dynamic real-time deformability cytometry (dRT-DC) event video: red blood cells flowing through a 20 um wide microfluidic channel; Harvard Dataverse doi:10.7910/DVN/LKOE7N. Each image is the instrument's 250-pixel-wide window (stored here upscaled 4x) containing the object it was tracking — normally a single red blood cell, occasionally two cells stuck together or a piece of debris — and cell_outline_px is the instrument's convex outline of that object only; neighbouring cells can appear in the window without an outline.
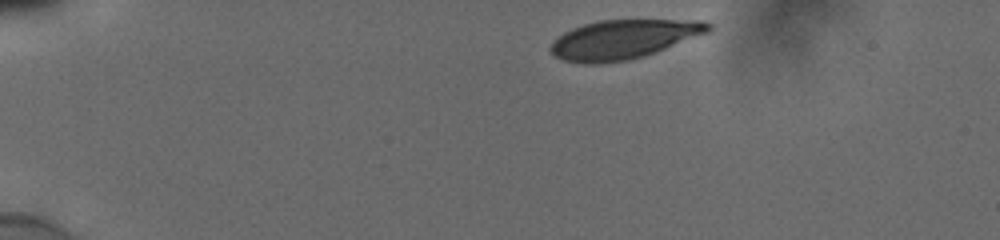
{"species": "human", "species_latin": "Homo sapiens", "temperature_condition": "cold", "stored_images_in_passage": 39, "camera_frame_rate_fps": 3000, "um_per_image_px": 0.085, "donor": {"sex": "male"}, "frame": {"image": 1, "passage_image": 1, "time_ms": 0.0, "image_size_px": [1000, 240], "cell_outline_px": [[712, 28], [708, 32], [656, 52], [644, 56], [628, 60], [600, 64], [584, 64], [564, 60], [556, 56], [548, 48], [564, 32], [572, 28], [584, 24], [600, 20], [704, 20], [712, 24]], "centroid_in_image_um": [53.01, 3.34], "position_along_channel_um": 32.0, "area_um2": 35.84}}
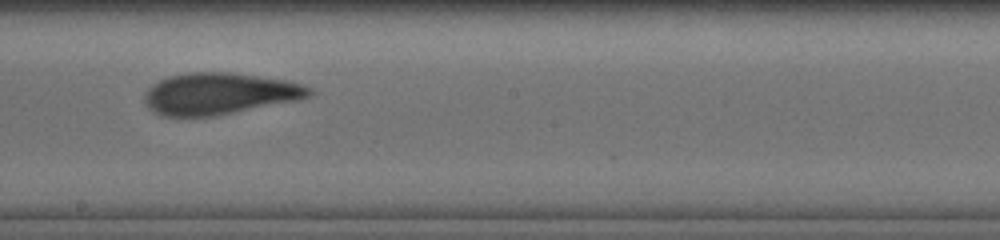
{"frame": {"image": 2, "passage_image": 23, "time_ms": 7.333, "image_size_px": [1000, 240], "cell_outline_px": [[316, 92], [312, 96], [300, 100], [216, 116], [164, 116], [148, 108], [144, 104], [144, 92], [152, 84], [160, 80], [172, 76], [188, 72], [232, 72], [288, 80], [304, 84], [312, 88]], "centroid_in_image_um": [18.71, 7.96], "position_along_channel_um": 229.5, "area_um2": 40.52}}
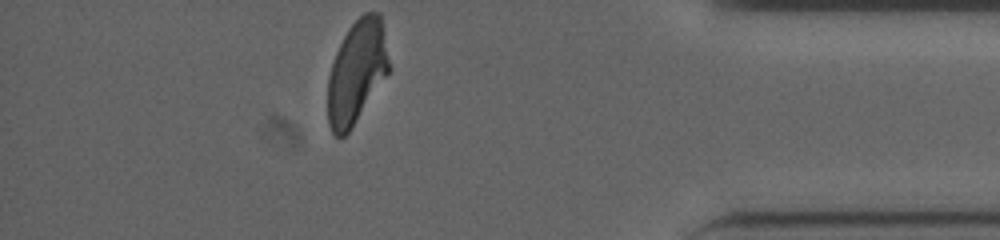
{"frame": {"image": 3, "passage_image": 39, "time_ms": 12.667, "image_size_px": [1000, 240], "cell_outline_px": [[392, 68], [348, 132], [344, 136], [336, 136], [332, 132], [328, 124], [328, 76], [336, 52], [348, 28], [364, 12], [380, 12]], "centroid_in_image_um": [30.34, 6.08], "position_along_channel_um": 404.9, "area_um2": 36.76}, "authors_computed_cell_mechanics": {"area_um2": 39.4774, "velocity_mm_per_s": 3.8486, "shape_relaxation_time_tau1_ms": 4.5369, "shape_relaxation_time_tau2_ms": 1.707, "deformation_change_tau1": 0.1675, "deformation_change_tau2": 0.0772}}